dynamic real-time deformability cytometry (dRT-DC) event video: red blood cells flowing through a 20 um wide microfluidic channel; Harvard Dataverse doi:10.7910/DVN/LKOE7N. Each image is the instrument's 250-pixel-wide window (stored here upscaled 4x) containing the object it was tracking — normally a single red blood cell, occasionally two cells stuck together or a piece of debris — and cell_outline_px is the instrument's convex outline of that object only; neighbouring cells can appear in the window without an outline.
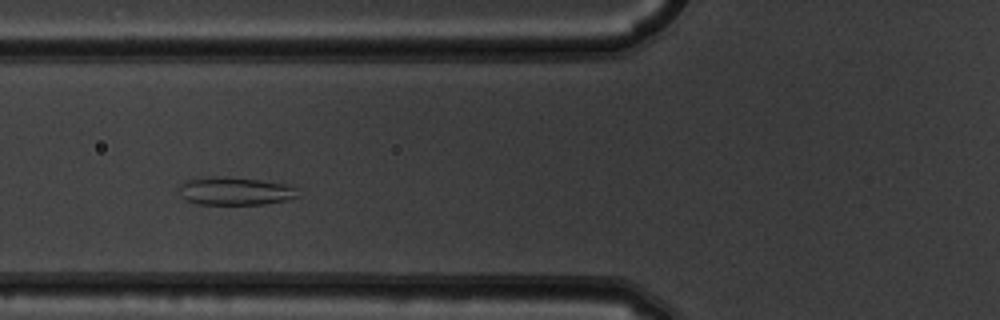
{"species": "common noctule bat (a hibernating species)", "species_latin": "Nyctalus noctula", "temperature_condition": "warm", "stored_images_in_passage": 8, "camera_frame_rate_fps": 3000, "um_per_image_px": 0.085, "animal": {"sex": "male", "body_mass_g": 19.5, "forearm_length_mm": 54.6}, "frame": {"image": 1, "passage_image": 4, "time_ms": 1.0, "image_size_px": [1000, 320], "cell_outline_px": [[300, 196], [288, 200], [264, 204], [200, 204], [188, 200], [180, 196], [180, 184], [188, 180], [224, 176], [228, 176], [260, 180], [284, 184], [292, 188]], "centroid_in_image_um": [19.98, 16.25], "position_along_channel_um": 105.8, "area_um2": 19.02}}
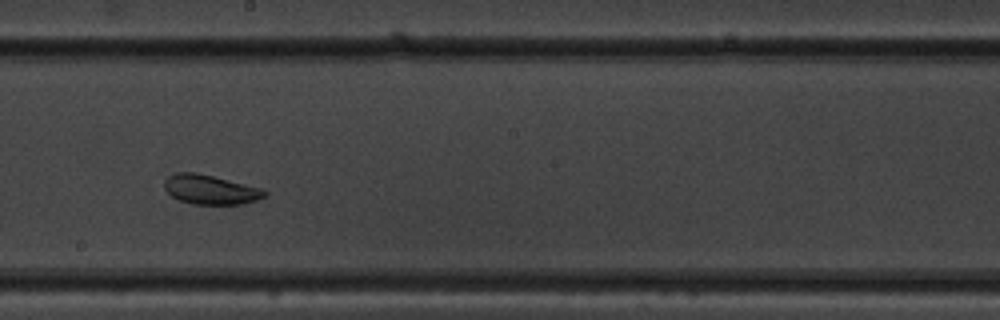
{"frame": {"image": 2, "passage_image": 7, "time_ms": 2.0, "image_size_px": [1000, 320], "cell_outline_px": [[268, 196], [256, 200], [240, 204], [192, 204], [180, 200], [172, 196], [164, 188], [164, 180], [168, 176], [176, 172], [196, 172], [264, 188], [268, 192]], "centroid_in_image_um": [17.91, 16.11], "position_along_channel_um": 230.3, "area_um2": 17.34}}